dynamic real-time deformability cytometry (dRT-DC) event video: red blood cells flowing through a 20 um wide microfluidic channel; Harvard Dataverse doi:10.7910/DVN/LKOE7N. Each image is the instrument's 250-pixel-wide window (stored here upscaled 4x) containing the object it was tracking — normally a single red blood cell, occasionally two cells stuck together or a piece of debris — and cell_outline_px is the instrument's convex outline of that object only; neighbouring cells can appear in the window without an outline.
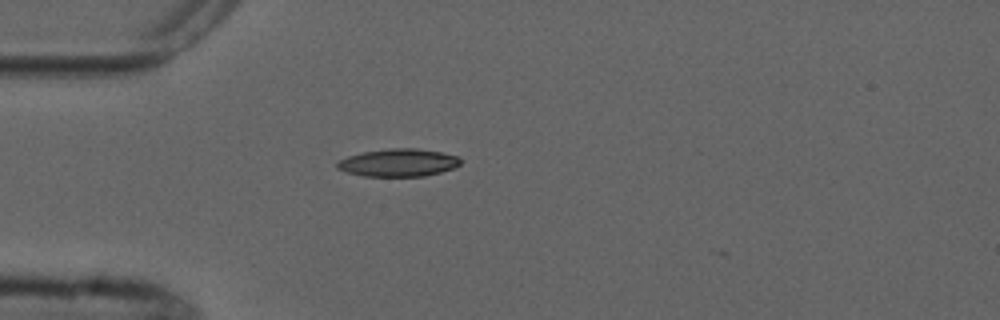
{"species": "common noctule bat (a hibernating species)", "species_latin": "Nyctalus noctula", "temperature_condition": "cold", "stored_images_in_passage": 4, "camera_frame_rate_fps": 3000, "um_per_image_px": 0.085, "animal": {"sex": "male", "forearm_length_mm": 52.5}, "frame": {"image": 1, "passage_image": 4, "time_ms": 3.667, "image_size_px": [1000, 320], "cell_outline_px": [[460, 164], [452, 168], [440, 172], [424, 176], [364, 176], [348, 172], [336, 168], [336, 164], [340, 160], [348, 156], [364, 152], [388, 148], [416, 148], [444, 152], [460, 156]], "centroid_in_image_um": [33.89, 13.81], "position_along_channel_um": 51.1, "area_um2": 19.88}}